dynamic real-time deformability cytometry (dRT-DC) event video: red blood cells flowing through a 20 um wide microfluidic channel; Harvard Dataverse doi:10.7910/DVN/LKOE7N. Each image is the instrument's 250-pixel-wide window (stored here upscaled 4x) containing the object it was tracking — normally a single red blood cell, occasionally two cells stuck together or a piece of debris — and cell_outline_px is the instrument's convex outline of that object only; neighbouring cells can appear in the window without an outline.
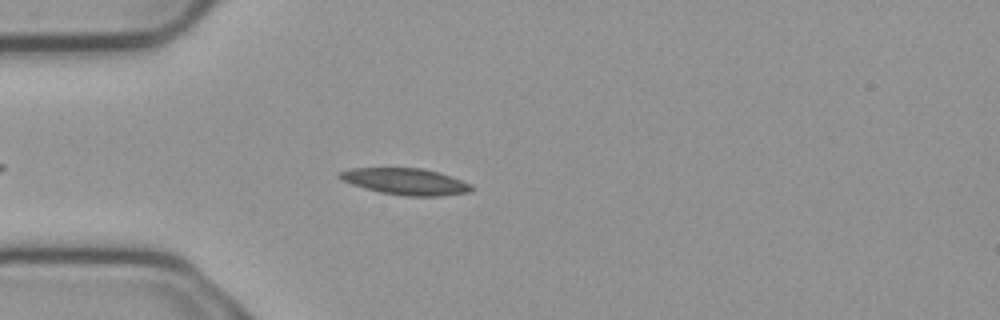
{"species": "common noctule bat (a hibernating species)", "species_latin": "Nyctalus noctula", "temperature_condition": "cold", "stored_images_in_passage": 4, "camera_frame_rate_fps": 3000, "um_per_image_px": 0.085, "animal": {"sex": "male", "body_mass_g": 23.1, "forearm_length_mm": 52.7}, "frame": {"image": 1, "passage_image": 3, "time_ms": 0.667, "image_size_px": [1000, 320], "cell_outline_px": [[476, 188], [468, 192], [440, 196], [404, 196], [380, 192], [364, 188], [340, 180], [336, 176], [340, 172], [352, 168], [420, 168], [440, 172], [460, 180]], "centroid_in_image_um": [34.44, 15.43], "position_along_channel_um": 50.6, "area_um2": 20.29}}